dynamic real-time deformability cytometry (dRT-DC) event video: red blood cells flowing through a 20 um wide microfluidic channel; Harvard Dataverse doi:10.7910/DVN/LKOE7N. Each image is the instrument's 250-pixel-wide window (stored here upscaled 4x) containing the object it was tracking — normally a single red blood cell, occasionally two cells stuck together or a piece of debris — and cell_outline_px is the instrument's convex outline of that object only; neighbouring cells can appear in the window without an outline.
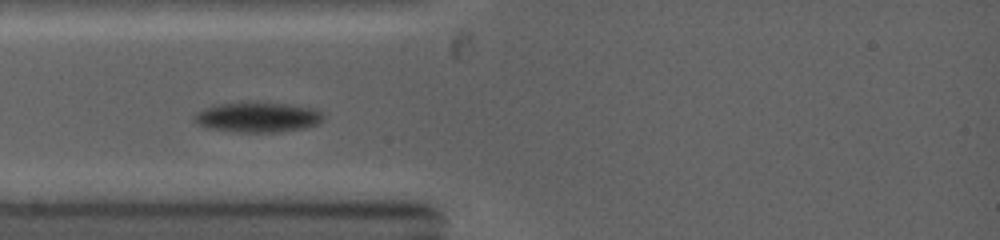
{"species": "common noctule bat (a hibernating species)", "species_latin": "Nyctalus noctula", "temperature_condition": "warm", "stored_images_in_passage": 33, "camera_frame_rate_fps": 5000, "um_per_image_px": 0.085, "animal": {"sex": "female", "body_mass_g": 19.0, "forearm_length_mm": 53.3}, "frame": {"image": 1, "passage_image": 6, "time_ms": 2.0, "image_size_px": [1000, 240], "cell_outline_px": [[324, 120], [320, 124], [304, 128], [276, 132], [240, 132], [208, 128], [192, 120], [192, 116], [196, 112], [212, 104], [248, 100], [256, 100], [292, 104], [316, 108], [324, 116]], "centroid_in_image_um": [21.9, 9.91], "position_along_channel_um": 63.1, "area_um2": 23.64}}